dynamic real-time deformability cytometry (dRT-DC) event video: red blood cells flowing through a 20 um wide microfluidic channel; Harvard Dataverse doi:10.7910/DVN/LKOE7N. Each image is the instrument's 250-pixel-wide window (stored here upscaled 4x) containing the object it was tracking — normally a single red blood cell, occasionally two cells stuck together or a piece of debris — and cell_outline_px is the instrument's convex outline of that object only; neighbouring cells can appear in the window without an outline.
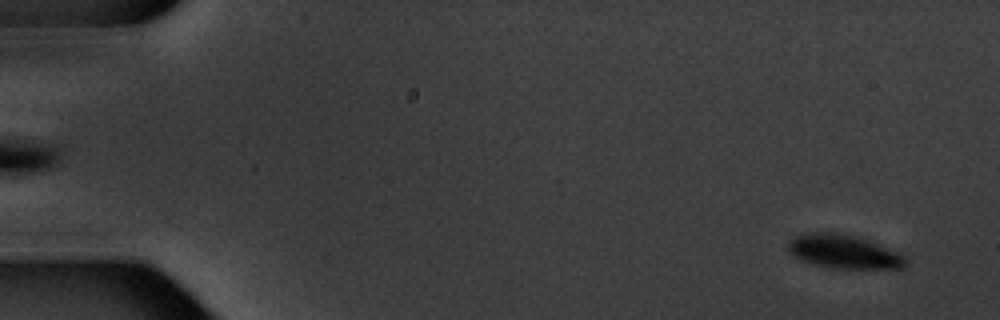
{"species": "common noctule bat (a hibernating species)", "species_latin": "Nyctalus noctula", "temperature_condition": "warm", "stored_images_in_passage": 5, "segment_of_instrument_passage": [2, 2], "camera_frame_rate_fps": 3000, "um_per_image_px": 0.085, "animal": {"sex": "male", "body_mass_g": 20.1, "forearm_length_mm": 53.5}, "frame": {"image": 1, "passage_image": 5, "time_ms": 5.0, "image_size_px": [1000, 320], "cell_outline_px": [[908, 260], [904, 268], [832, 268], [800, 260], [788, 252], [788, 240], [792, 236], [804, 232], [840, 232], [864, 236], [904, 252]], "centroid_in_image_um": [71.8, 21.34], "position_along_channel_um": 13.2, "area_um2": 24.28}}